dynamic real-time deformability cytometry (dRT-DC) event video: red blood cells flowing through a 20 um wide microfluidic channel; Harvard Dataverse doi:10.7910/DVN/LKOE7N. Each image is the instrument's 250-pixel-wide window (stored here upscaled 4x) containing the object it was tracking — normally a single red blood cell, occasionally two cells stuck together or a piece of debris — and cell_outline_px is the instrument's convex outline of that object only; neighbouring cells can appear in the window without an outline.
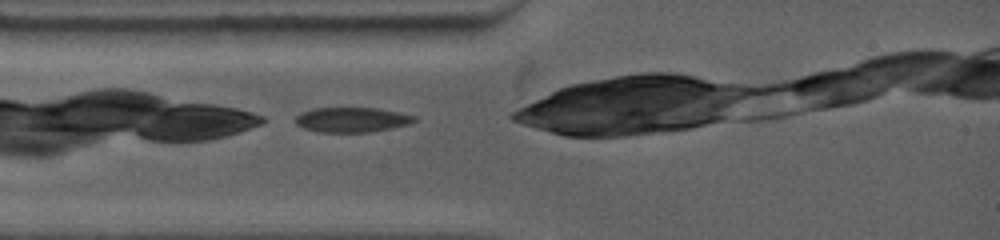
{"species": "common noctule bat (a hibernating species)", "species_latin": "Nyctalus noctula", "temperature_condition": "warm", "stored_images_in_passage": 9, "camera_frame_rate_fps": 4500, "um_per_image_px": 0.085, "animal": {"sex": "female", "body_mass_g": 19.0, "forearm_length_mm": 53.3}, "frame": {"image": 1, "passage_image": 2, "time_ms": 0.222, "image_size_px": [1000, 240], "cell_outline_px": [[416, 120], [408, 124], [392, 128], [372, 132], [320, 132], [304, 128], [296, 124], [296, 116], [300, 112], [312, 108], [376, 108], [416, 116]], "centroid_in_image_um": [29.88, 10.18], "position_along_channel_um": 55.1, "area_um2": 17.17}}